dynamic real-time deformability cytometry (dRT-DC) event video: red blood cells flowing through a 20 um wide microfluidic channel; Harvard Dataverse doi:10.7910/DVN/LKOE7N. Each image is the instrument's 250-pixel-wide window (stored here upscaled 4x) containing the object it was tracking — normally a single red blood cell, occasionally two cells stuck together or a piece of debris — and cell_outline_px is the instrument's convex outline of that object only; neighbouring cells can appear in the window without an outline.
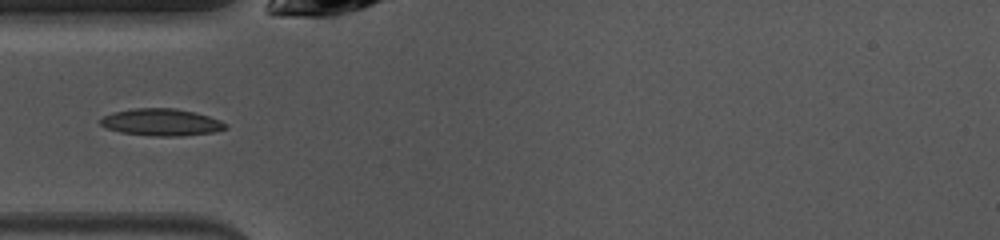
{"species": "common noctule bat (a hibernating species)", "species_latin": "Nyctalus noctula", "temperature_condition": "warm", "stored_images_in_passage": 35, "camera_frame_rate_fps": 3000, "um_per_image_px": 0.085, "animal": {"sex": "female", "body_mass_g": 10.0, "forearm_length_mm": 53.1}, "frame": {"image": 1, "passage_image": 1, "time_ms": 0.0, "image_size_px": [1000, 240], "cell_outline_px": [[228, 128], [212, 132], [180, 136], [152, 136], [120, 132], [108, 128], [100, 124], [100, 120], [104, 116], [112, 112], [136, 108], [176, 108], [196, 112], [220, 120], [228, 124]], "centroid_in_image_um": [13.74, 10.38], "position_along_channel_um": 71.3, "area_um2": 19.71}}
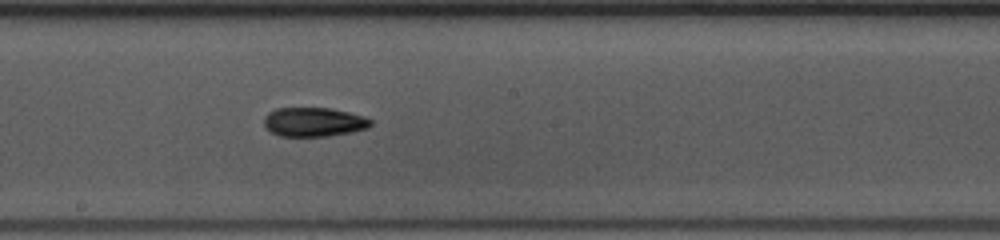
{"frame": {"image": 2, "passage_image": 12, "time_ms": 3.667, "image_size_px": [1000, 240], "cell_outline_px": [[372, 124], [368, 128], [352, 132], [328, 136], [280, 136], [264, 128], [264, 116], [268, 112], [276, 108], [328, 108], [348, 112], [364, 116], [372, 120]], "centroid_in_image_um": [26.66, 10.37], "position_along_channel_um": 221.5, "area_um2": 18.21}}
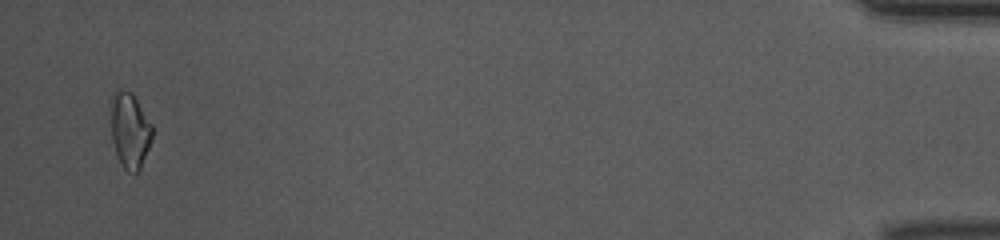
{"frame": {"image": 3, "passage_image": 34, "time_ms": 11.0, "image_size_px": [1000, 240], "cell_outline_px": [[152, 140], [140, 168], [136, 172], [128, 172], [120, 164], [112, 140], [112, 92], [116, 88], [120, 88], [132, 92], [152, 124]], "centroid_in_image_um": [11.04, 11.05], "position_along_channel_um": 424.2, "area_um2": 18.15}}